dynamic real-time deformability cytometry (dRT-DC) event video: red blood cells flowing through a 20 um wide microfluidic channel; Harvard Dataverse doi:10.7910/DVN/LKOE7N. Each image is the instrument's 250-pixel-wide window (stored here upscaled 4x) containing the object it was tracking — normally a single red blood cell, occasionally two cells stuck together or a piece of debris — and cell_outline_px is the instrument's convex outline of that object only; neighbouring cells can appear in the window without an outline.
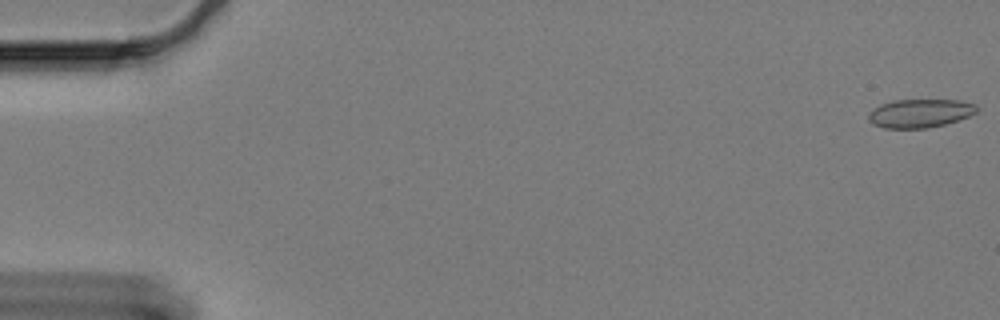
{"species": "Egyptian fruit bat (a non-hibernating species)", "species_latin": "Rousettus aegyptiacus", "temperature_condition": "cold", "stored_images_in_passage": 60, "camera_frame_rate_fps": 3000, "um_per_image_px": 0.085, "animal": {"sex": "female"}, "frame": {"image": 1, "passage_image": 1, "time_ms": 0.0, "image_size_px": [1000, 320], "cell_outline_px": [[976, 112], [968, 116], [944, 124], [928, 128], [884, 128], [872, 124], [868, 120], [868, 112], [872, 108], [880, 104], [892, 100], [960, 100], [976, 104]], "centroid_in_image_um": [78.13, 9.62], "position_along_channel_um": 6.9, "area_um2": 18.03}}
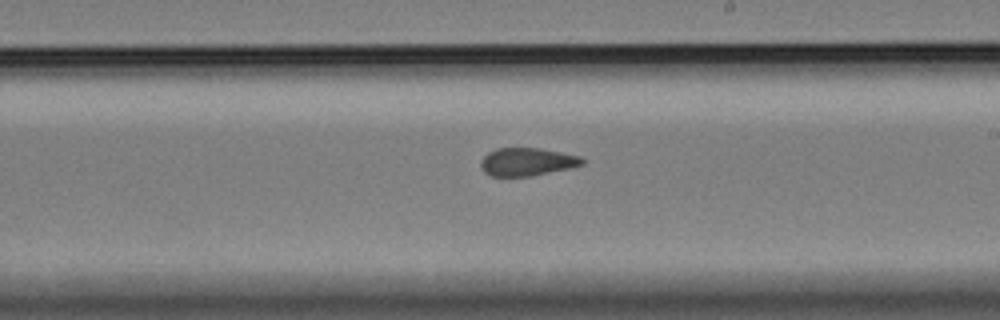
{"frame": {"image": 2, "passage_image": 36, "time_ms": 11.667, "image_size_px": [1000, 320], "cell_outline_px": [[584, 164], [576, 168], [532, 176], [492, 176], [484, 172], [480, 168], [480, 160], [488, 152], [496, 148], [540, 148], [580, 156], [584, 160]], "centroid_in_image_um": [44.82, 13.76], "position_along_channel_um": 244.2, "area_um2": 16.88}}
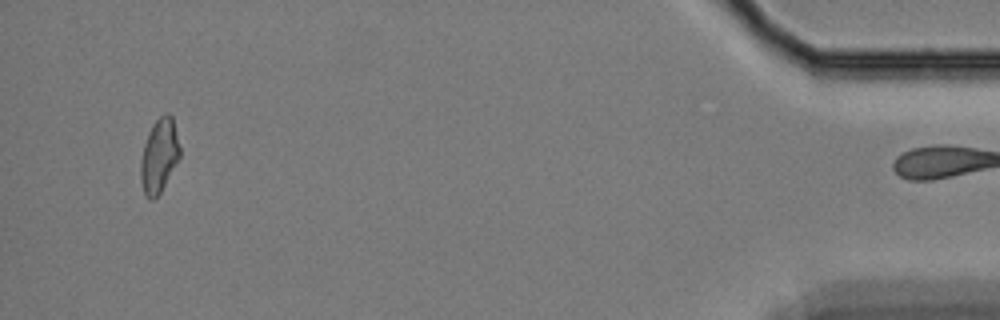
{"frame": {"image": 3, "passage_image": 59, "time_ms": 19.333, "image_size_px": [1000, 320], "cell_outline_px": [[180, 156], [160, 192], [152, 200], [148, 200], [144, 196], [140, 180], [140, 160], [144, 144], [148, 132], [152, 124], [164, 112], [168, 112], [172, 116], [180, 148]], "centroid_in_image_um": [13.5, 13.23], "position_along_channel_um": 421.7, "area_um2": 16.94}, "authors_computed_cell_mechanics": {"area_um2": 17.4556, "velocity_mm_per_s": 3.2843, "shape_relaxation_time_tau1_ms": 6.8038, "shape_relaxation_time_tau2_ms": 1.1533, "deformation_change_tau1": 0.1244, "deformation_change_tau2": 0.0756}}